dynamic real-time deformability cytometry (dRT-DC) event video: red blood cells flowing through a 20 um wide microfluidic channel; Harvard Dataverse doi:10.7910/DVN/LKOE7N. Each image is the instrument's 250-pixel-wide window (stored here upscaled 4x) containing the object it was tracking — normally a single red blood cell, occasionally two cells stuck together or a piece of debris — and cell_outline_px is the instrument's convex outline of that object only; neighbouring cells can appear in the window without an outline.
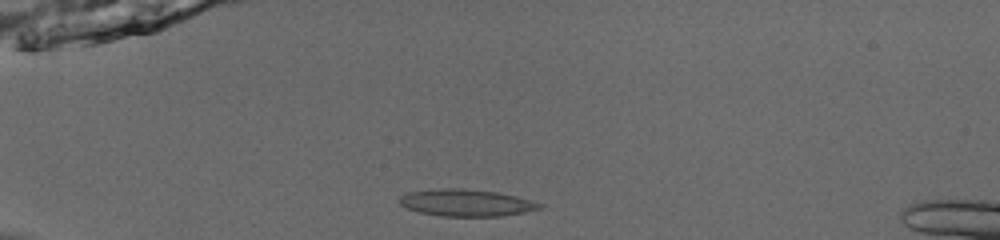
{"species": "common noctule bat (a hibernating species)", "species_latin": "Nyctalus noctula", "temperature_condition": "room temperature", "stored_images_in_passage": 38, "camera_frame_rate_fps": 3000, "um_per_image_px": 0.085, "animal": {"sex": "male", "body_mass_g": 13.0, "forearm_length_mm": 53.1}, "frame": {"image": 1, "passage_image": 1, "time_ms": 0.0, "image_size_px": [1000, 240], "cell_outline_px": [[544, 208], [524, 212], [500, 216], [440, 216], [420, 212], [408, 208], [400, 204], [400, 196], [408, 192], [440, 188], [460, 188], [496, 192], [516, 196], [544, 204]], "centroid_in_image_um": [39.66, 17.23], "position_along_channel_um": 45.3, "area_um2": 21.91}}
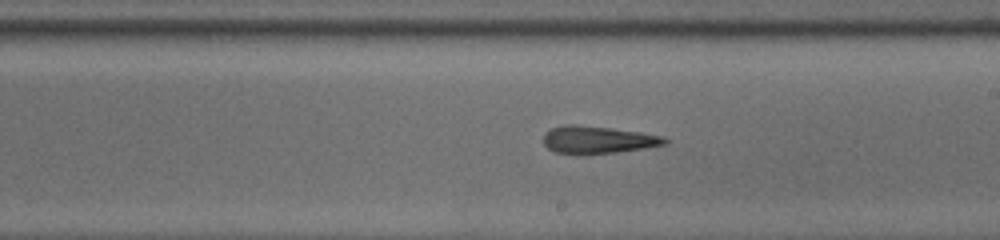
{"frame": {"image": 2, "passage_image": 18, "time_ms": 5.667, "image_size_px": [1000, 240], "cell_outline_px": [[668, 144], [644, 148], [616, 152], [584, 156], [556, 152], [548, 148], [544, 144], [544, 132], [552, 128], [564, 124], [576, 124], [640, 132], [664, 136], [668, 140]], "centroid_in_image_um": [50.79, 11.9], "position_along_channel_um": 238.2, "area_um2": 19.71}}
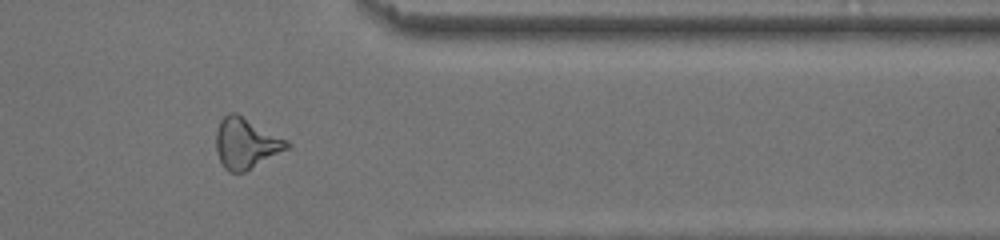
{"frame": {"image": 3, "passage_image": 30, "time_ms": 9.667, "image_size_px": [1000, 240], "cell_outline_px": [[292, 144], [288, 148], [244, 172], [228, 172], [224, 168], [216, 152], [216, 132], [220, 120], [228, 112], [236, 112], [288, 140]], "centroid_in_image_um": [20.89, 12.16], "position_along_channel_um": 390.5, "area_um2": 20.87}, "authors_computed_cell_mechanics": {"area_um2": 19.9988, "velocity_mm_per_s": 3.9556, "shape_relaxation_time_tau1_ms": null, "shape_relaxation_time_tau2_ms": 4.9185, "deformation_change_tau1": null, "deformation_change_tau2": 0.185}}